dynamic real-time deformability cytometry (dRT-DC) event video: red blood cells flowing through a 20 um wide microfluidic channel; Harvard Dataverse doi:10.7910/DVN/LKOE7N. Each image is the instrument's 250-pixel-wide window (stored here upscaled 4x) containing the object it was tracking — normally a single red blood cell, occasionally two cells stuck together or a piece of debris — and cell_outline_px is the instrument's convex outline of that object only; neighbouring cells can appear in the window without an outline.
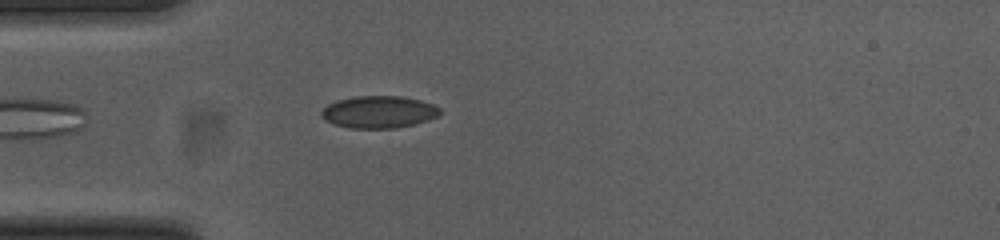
{"species": "common noctule bat (a hibernating species)", "species_latin": "Nyctalus noctula", "temperature_condition": "cold", "stored_images_in_passage": 38, "camera_frame_rate_fps": 3000, "um_per_image_px": 0.085, "animal": {"sex": "female", "body_mass_g": 23.0, "forearm_length_mm": 53.4}, "frame": {"image": 1, "passage_image": 2, "time_ms": 0.333, "image_size_px": [1000, 240], "cell_outline_px": [[440, 116], [428, 120], [396, 128], [348, 128], [324, 120], [320, 116], [320, 112], [328, 104], [336, 100], [356, 96], [400, 96], [420, 100], [432, 104], [440, 108]], "centroid_in_image_um": [32.18, 9.51], "position_along_channel_um": 52.8, "area_um2": 22.25}}
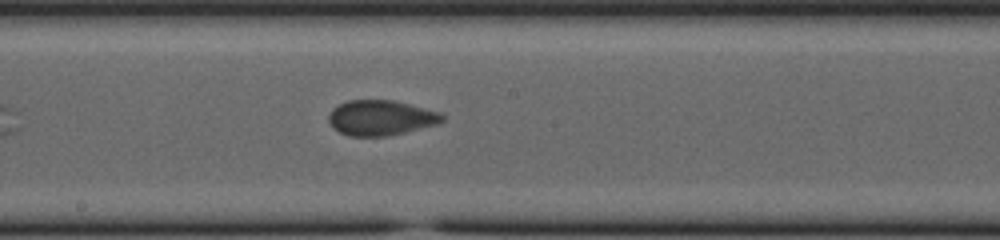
{"frame": {"image": 2, "passage_image": 16, "time_ms": 5.0, "image_size_px": [1000, 240], "cell_outline_px": [[444, 120], [436, 124], [388, 136], [348, 136], [332, 128], [328, 120], [328, 116], [332, 108], [348, 100], [392, 100], [440, 112], [444, 116]], "centroid_in_image_um": [32.32, 10.01], "position_along_channel_um": 215.9, "area_um2": 23.18}}
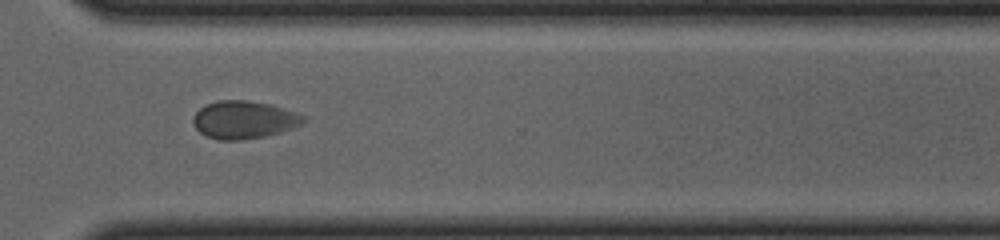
{"frame": {"image": 3, "passage_image": 27, "time_ms": 8.667, "image_size_px": [1000, 240], "cell_outline_px": [[304, 120], [300, 124], [292, 128], [280, 132], [264, 136], [240, 140], [216, 140], [204, 136], [192, 124], [192, 120], [196, 112], [200, 108], [216, 100], [248, 100], [272, 104], [304, 116]], "centroid_in_image_um": [20.68, 10.18], "position_along_channel_um": 349.9, "area_um2": 24.22}}